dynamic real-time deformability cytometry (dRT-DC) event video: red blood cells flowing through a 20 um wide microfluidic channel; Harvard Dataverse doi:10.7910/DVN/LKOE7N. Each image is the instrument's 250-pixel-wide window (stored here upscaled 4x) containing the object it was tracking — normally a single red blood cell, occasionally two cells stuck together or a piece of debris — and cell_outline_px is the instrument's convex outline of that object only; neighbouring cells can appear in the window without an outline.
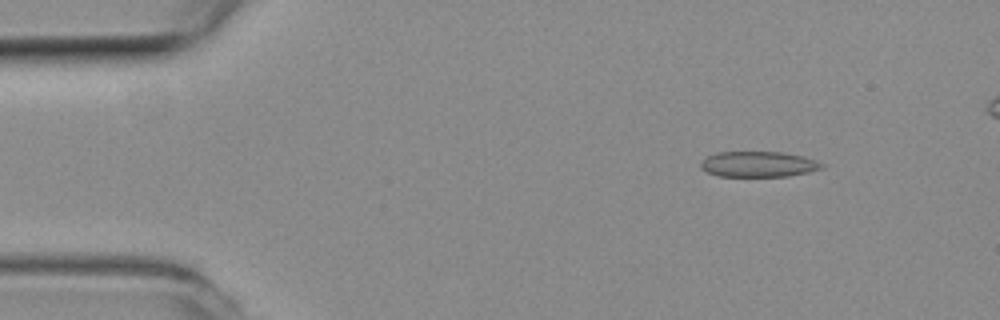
{"species": "common noctule bat (a hibernating species)", "species_latin": "Nyctalus noctula", "temperature_condition": "room temperature", "stored_images_in_passage": 14, "camera_frame_rate_fps": 3000, "um_per_image_px": 0.085, "animal": {"sex": "female", "body_mass_g": 19.3, "forearm_length_mm": 54.1}, "frame": {"image": 1, "passage_image": 6, "time_ms": 1.667, "image_size_px": [1000, 320], "cell_outline_px": [[824, 168], [808, 172], [788, 176], [716, 176], [700, 168], [700, 164], [708, 156], [716, 152], [784, 152], [804, 156], [816, 160], [824, 164]], "centroid_in_image_um": [64.49, 13.95], "position_along_channel_um": 20.5, "area_um2": 18.09}}